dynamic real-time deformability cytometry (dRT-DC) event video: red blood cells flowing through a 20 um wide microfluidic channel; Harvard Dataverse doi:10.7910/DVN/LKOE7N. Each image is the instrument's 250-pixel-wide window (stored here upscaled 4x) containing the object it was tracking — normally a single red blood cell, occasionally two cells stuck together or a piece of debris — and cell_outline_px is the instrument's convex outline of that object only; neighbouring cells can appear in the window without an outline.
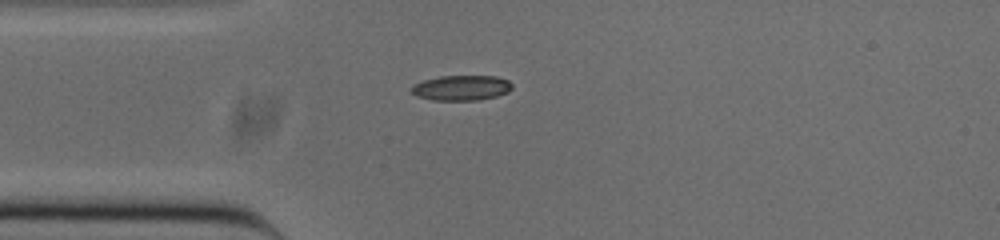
{"species": "common noctule bat (a hibernating species)", "species_latin": "Nyctalus noctula", "temperature_condition": "cold", "stored_images_in_passage": 40, "camera_frame_rate_fps": 3000, "um_per_image_px": 0.085, "animal": {"sex": "male", "body_mass_g": 20.0, "forearm_length_mm": 53.3}, "frame": {"image": 1, "passage_image": 1, "time_ms": 0.0, "image_size_px": [1000, 240], "cell_outline_px": [[512, 88], [508, 92], [496, 96], [476, 100], [432, 100], [416, 96], [412, 92], [412, 84], [424, 80], [440, 76], [496, 76], [508, 80], [512, 84]], "centroid_in_image_um": [39.21, 7.46], "position_along_channel_um": 45.8, "area_um2": 14.74}}
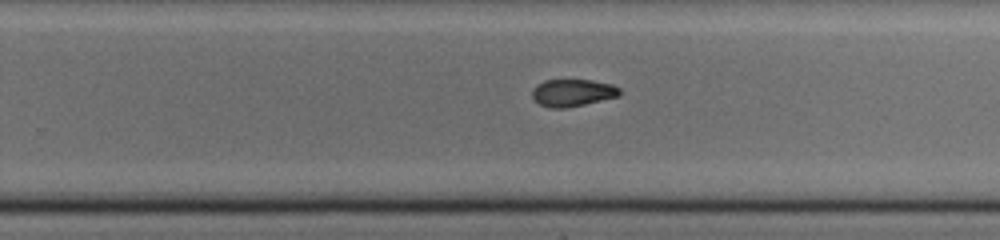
{"frame": {"image": 2, "passage_image": 20, "time_ms": 6.333, "image_size_px": [1000, 240], "cell_outline_px": [[620, 92], [616, 96], [584, 104], [564, 108], [552, 108], [540, 104], [532, 96], [532, 88], [536, 84], [544, 80], [592, 80], [612, 84], [620, 88]], "centroid_in_image_um": [48.63, 7.86], "position_along_channel_um": 281.2, "area_um2": 13.7}}
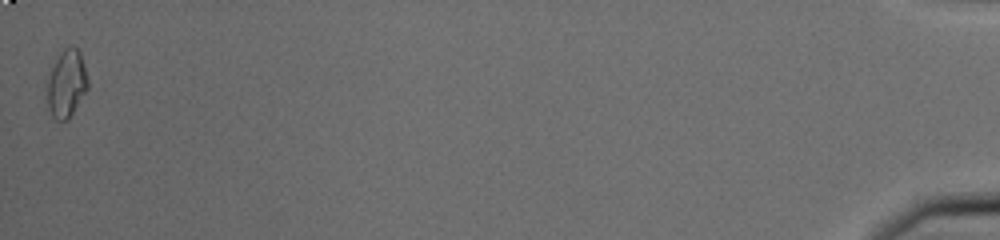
{"frame": {"image": 3, "passage_image": 40, "time_ms": 13.0, "image_size_px": [1000, 240], "cell_outline_px": [[88, 88], [68, 120], [56, 120], [52, 116], [48, 108], [48, 80], [52, 68], [60, 52], [64, 48], [72, 44], [80, 52], [88, 80]], "centroid_in_image_um": [5.67, 7.1], "position_along_channel_um": 429.5, "area_um2": 15.78}, "authors_computed_cell_mechanics": {"area_um2": 14.7101, "velocity_mm_per_s": 3.8597, "shape_relaxation_time_tau1_ms": null, "shape_relaxation_time_tau2_ms": 5.5506, "deformation_change_tau1": null, "deformation_change_tau2": 0.1033}}